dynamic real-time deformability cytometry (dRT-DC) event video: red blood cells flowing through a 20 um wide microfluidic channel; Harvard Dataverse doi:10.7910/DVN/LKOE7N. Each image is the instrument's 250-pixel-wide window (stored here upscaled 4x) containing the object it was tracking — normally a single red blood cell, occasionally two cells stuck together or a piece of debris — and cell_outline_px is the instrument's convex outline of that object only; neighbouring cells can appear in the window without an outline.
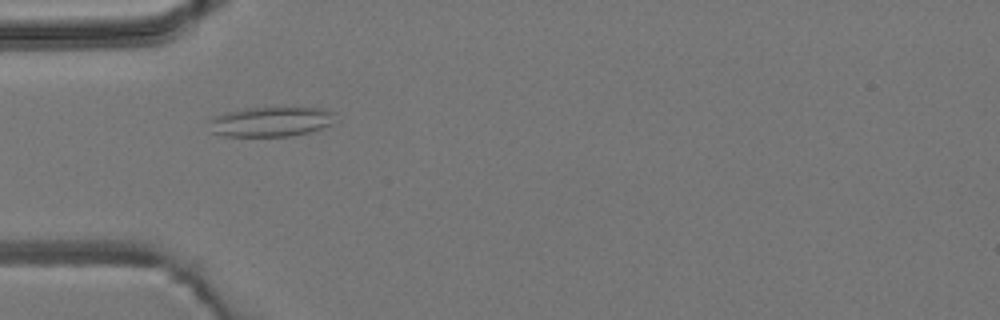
{"species": "common noctule bat (a hibernating species)", "species_latin": "Nyctalus noctula", "temperature_condition": "room temperature", "stored_images_in_passage": 3, "camera_frame_rate_fps": 3000, "um_per_image_px": 0.085, "animal": {"sex": "male", "body_mass_g": 19.2, "forearm_length_mm": 51.8}, "frame": {"image": 1, "passage_image": 2, "time_ms": 1.333, "image_size_px": [1000, 320], "cell_outline_px": [[336, 112], [332, 124], [308, 132], [292, 136], [220, 136], [208, 132], [208, 120], [212, 116], [224, 112], [244, 108], [324, 108]], "centroid_in_image_um": [22.93, 10.34], "position_along_channel_um": 62.1, "area_um2": 22.31}}